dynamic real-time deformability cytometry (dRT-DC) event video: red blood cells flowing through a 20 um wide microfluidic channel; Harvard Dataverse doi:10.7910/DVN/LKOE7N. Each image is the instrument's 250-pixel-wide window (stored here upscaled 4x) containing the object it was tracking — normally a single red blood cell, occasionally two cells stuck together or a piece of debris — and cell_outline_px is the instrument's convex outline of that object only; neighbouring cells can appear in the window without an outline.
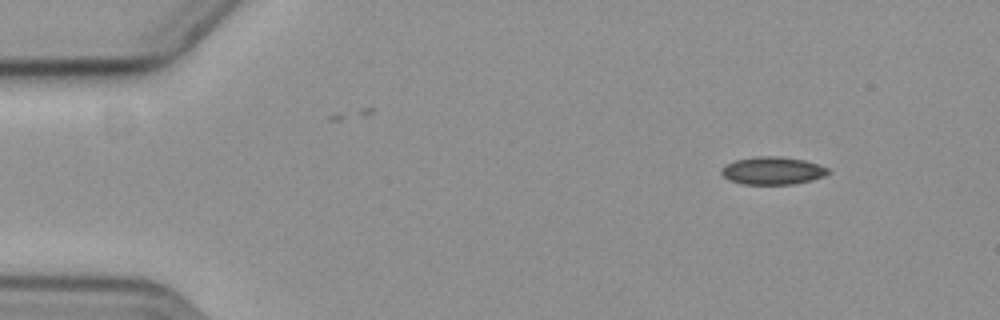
{"species": "common noctule bat (a hibernating species)", "species_latin": "Nyctalus noctula", "temperature_condition": "cold", "stored_images_in_passage": 13, "camera_frame_rate_fps": 3000, "um_per_image_px": 0.085, "animal": {"sex": "female", "body_mass_g": 19.3, "forearm_length_mm": 54.1}, "frame": {"image": 1, "passage_image": 1, "time_ms": 0.0, "image_size_px": [1000, 320], "cell_outline_px": [[832, 172], [824, 176], [812, 180], [792, 184], [744, 184], [728, 180], [720, 172], [720, 168], [724, 164], [736, 160], [756, 156], [780, 156], [804, 160], [828, 168]], "centroid_in_image_um": [65.65, 14.5], "position_along_channel_um": 19.4, "area_um2": 17.34}}
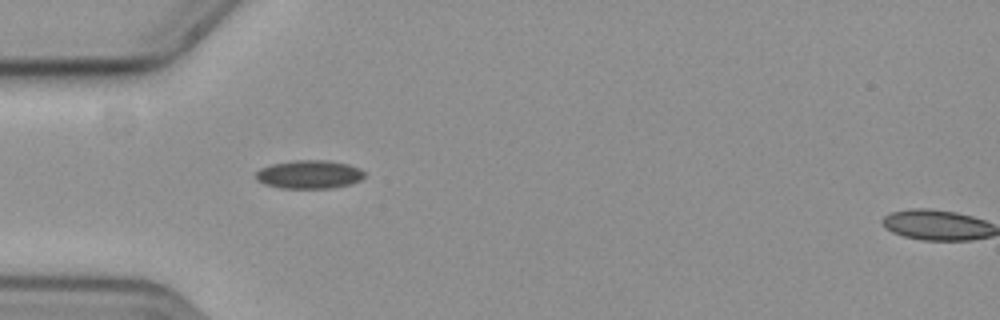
{"frame": {"image": 2, "passage_image": 12, "time_ms": 3.667, "image_size_px": [1000, 320], "cell_outline_px": [[364, 176], [360, 180], [352, 184], [332, 188], [280, 188], [264, 184], [256, 180], [256, 172], [260, 168], [272, 164], [292, 160], [328, 160], [348, 164], [360, 168], [364, 172]], "centroid_in_image_um": [26.28, 14.82], "position_along_channel_um": 58.7, "area_um2": 18.15}}